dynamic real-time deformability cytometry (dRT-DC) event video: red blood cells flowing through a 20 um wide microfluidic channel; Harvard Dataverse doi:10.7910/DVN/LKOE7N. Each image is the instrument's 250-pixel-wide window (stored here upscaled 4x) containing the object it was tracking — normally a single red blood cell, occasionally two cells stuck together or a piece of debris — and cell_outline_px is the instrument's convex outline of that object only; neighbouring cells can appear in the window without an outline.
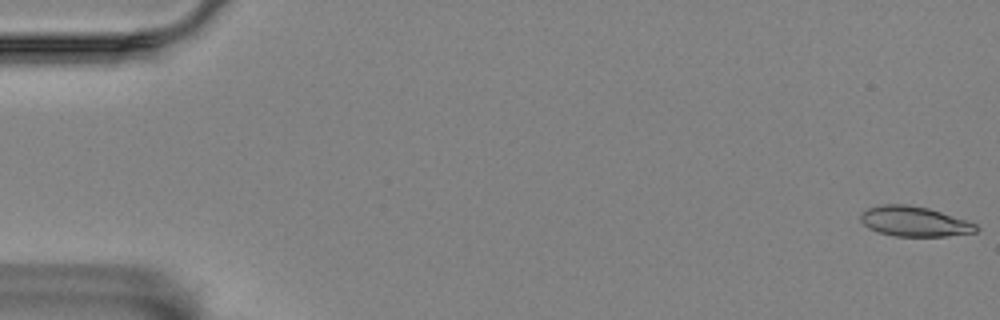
{"species": "Egyptian fruit bat (a non-hibernating species)", "species_latin": "Rousettus aegyptiacus", "temperature_condition": "room temperature", "stored_images_in_passage": 7, "camera_frame_rate_fps": 3000, "um_per_image_px": 0.085, "animal": {"sex": "female"}, "frame": {"image": 1, "passage_image": 1, "time_ms": 0.0, "image_size_px": [1000, 320], "cell_outline_px": [[980, 228], [976, 232], [948, 236], [892, 236], [868, 228], [860, 220], [860, 212], [868, 208], [880, 204], [908, 204], [928, 208], [976, 224]], "centroid_in_image_um": [77.68, 18.82], "position_along_channel_um": 7.3, "area_um2": 20.17}}
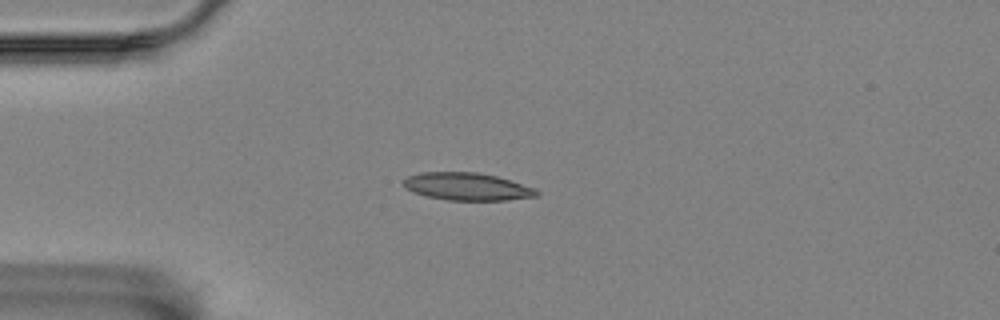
{"frame": {"image": 2, "passage_image": 5, "time_ms": 4.667, "image_size_px": [1000, 320], "cell_outline_px": [[540, 192], [536, 196], [508, 200], [448, 200], [428, 196], [412, 192], [404, 184], [404, 180], [408, 176], [420, 172], [476, 172], [496, 176], [536, 188]], "centroid_in_image_um": [39.73, 15.85], "position_along_channel_um": 45.3, "area_um2": 21.21}}
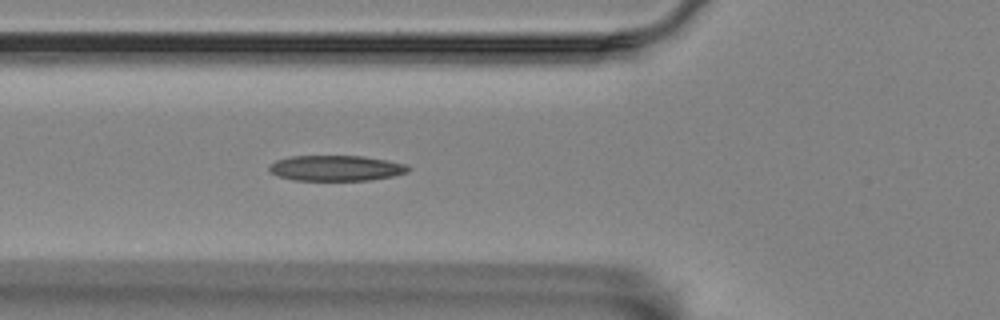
{"frame": {"image": 3, "passage_image": 7, "time_ms": 6.667, "image_size_px": [1000, 320], "cell_outline_px": [[412, 168], [408, 172], [392, 176], [368, 180], [292, 180], [276, 176], [268, 168], [268, 164], [276, 160], [292, 156], [364, 156], [404, 164]], "centroid_in_image_um": [28.52, 14.29], "position_along_channel_um": 97.3, "area_um2": 20.63}}